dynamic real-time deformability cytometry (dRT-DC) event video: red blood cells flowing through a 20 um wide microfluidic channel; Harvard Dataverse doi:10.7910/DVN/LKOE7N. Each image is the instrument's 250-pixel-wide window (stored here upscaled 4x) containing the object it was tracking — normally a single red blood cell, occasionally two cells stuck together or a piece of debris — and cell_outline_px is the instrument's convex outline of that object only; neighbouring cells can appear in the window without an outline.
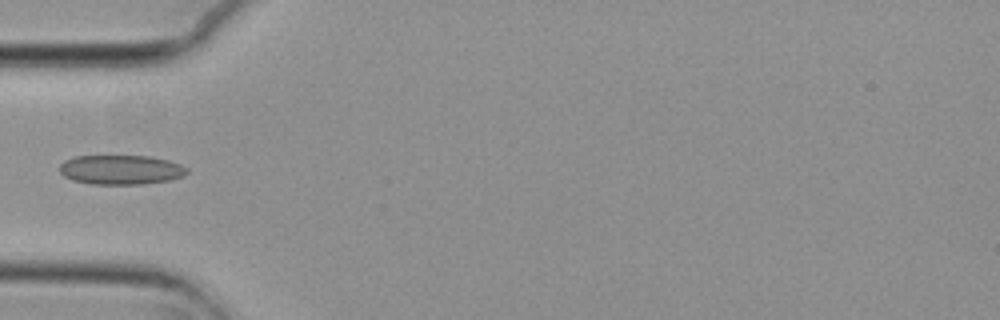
{"species": "common noctule bat (a hibernating species)", "species_latin": "Nyctalus noctula", "temperature_condition": "cold", "stored_images_in_passage": 5, "camera_frame_rate_fps": 3000, "um_per_image_px": 0.085, "animal": {"sex": "female", "body_mass_g": 29.2, "forearm_length_mm": 56.3}, "frame": {"image": 1, "passage_image": 4, "time_ms": 1.0, "image_size_px": [1000, 320], "cell_outline_px": [[188, 172], [184, 176], [172, 180], [144, 184], [92, 184], [72, 180], [64, 176], [60, 172], [60, 164], [64, 160], [76, 156], [152, 156], [168, 160], [180, 164], [188, 168]], "centroid_in_image_um": [10.31, 14.43], "position_along_channel_um": 74.7, "area_um2": 22.08}}
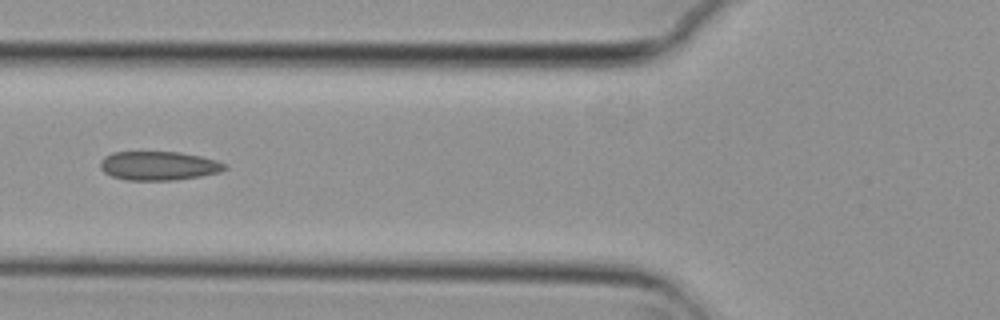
{"frame": {"image": 2, "passage_image": 5, "time_ms": 1.333, "image_size_px": [1000, 320], "cell_outline_px": [[228, 168], [220, 172], [200, 176], [176, 180], [128, 180], [112, 176], [104, 172], [100, 168], [100, 160], [104, 156], [112, 152], [180, 152], [200, 156], [216, 160], [228, 164]], "centroid_in_image_um": [13.5, 14.09], "position_along_channel_um": 112.3, "area_um2": 21.1}}